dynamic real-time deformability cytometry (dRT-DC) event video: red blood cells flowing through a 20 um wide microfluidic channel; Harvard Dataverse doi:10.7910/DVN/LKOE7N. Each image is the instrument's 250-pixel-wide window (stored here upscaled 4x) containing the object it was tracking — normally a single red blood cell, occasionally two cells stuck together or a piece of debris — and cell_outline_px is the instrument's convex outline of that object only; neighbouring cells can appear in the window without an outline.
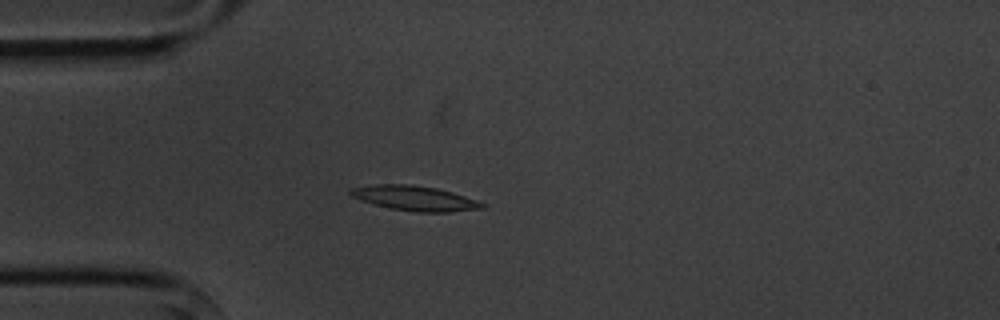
{"species": "common noctule bat (a hibernating species)", "species_latin": "Nyctalus noctula", "temperature_condition": "cold", "stored_images_in_passage": 5, "camera_frame_rate_fps": 3000, "um_per_image_px": 0.085, "animal": {"sex": "male", "body_mass_g": 20.1, "forearm_length_mm": 53.5}, "frame": {"image": 1, "passage_image": 4, "time_ms": 3.667, "image_size_px": [1000, 320], "cell_outline_px": [[488, 204], [484, 208], [448, 212], [416, 212], [392, 208], [376, 204], [352, 196], [348, 192], [348, 188], [372, 184], [412, 184], [436, 188], [452, 192]], "centroid_in_image_um": [35.27, 16.83], "position_along_channel_um": 49.7, "area_um2": 18.96}}